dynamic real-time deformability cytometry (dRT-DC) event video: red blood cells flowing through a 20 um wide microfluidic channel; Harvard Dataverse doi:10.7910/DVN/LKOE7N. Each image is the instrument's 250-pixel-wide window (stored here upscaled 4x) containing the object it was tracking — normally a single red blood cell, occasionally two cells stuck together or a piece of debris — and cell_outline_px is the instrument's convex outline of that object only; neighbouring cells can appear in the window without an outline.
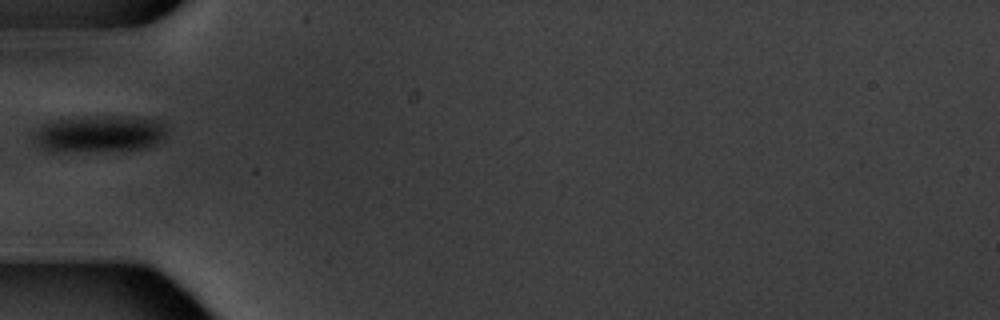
{"species": "common noctule bat (a hibernating species)", "species_latin": "Nyctalus noctula", "temperature_condition": "warm", "stored_images_in_passage": 1, "camera_frame_rate_fps": 3000, "um_per_image_px": 0.085, "animal": {"sex": "male", "body_mass_g": 20.1, "forearm_length_mm": 53.5}, "frame": {"image": 1, "passage_image": 1, "time_ms": 0.0, "image_size_px": [1000, 320], "cell_outline_px": [[168, 132], [164, 140], [148, 148], [52, 152], [40, 148], [32, 140], [40, 124], [56, 120], [80, 116], [128, 116], [160, 120], [168, 128]], "centroid_in_image_um": [8.47, 11.36], "position_along_channel_um": 76.5, "area_um2": 29.07}}